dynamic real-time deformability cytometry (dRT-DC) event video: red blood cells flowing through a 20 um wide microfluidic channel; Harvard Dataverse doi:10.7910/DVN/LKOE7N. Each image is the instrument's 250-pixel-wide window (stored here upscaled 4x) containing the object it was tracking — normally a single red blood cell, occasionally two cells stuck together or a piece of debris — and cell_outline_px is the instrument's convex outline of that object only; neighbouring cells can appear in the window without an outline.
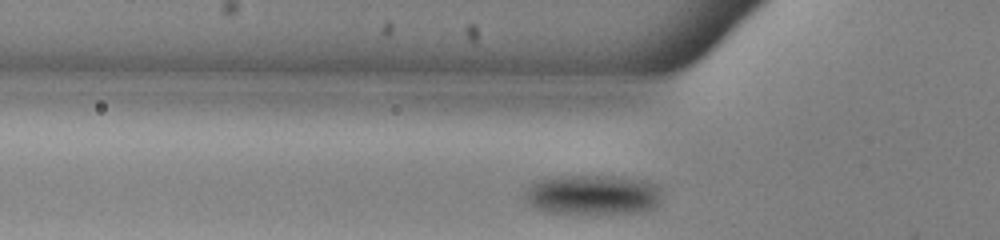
{"species": "common noctule bat (a hibernating species)", "species_latin": "Nyctalus noctula", "temperature_condition": "warm", "stored_images_in_passage": 37, "camera_frame_rate_fps": 3000, "um_per_image_px": 0.085, "animal": {"sex": "male", "body_mass_g": 13.0, "forearm_length_mm": 53.1}, "frame": {"image": 1, "passage_image": 9, "time_ms": 2.667, "image_size_px": [1000, 240], "cell_outline_px": [[660, 200], [652, 208], [644, 212], [544, 212], [536, 208], [524, 196], [528, 188], [536, 180], [548, 176], [604, 176], [652, 184], [656, 188]], "centroid_in_image_um": [50.26, 16.55], "position_along_channel_um": 75.5, "area_um2": 30.52}}
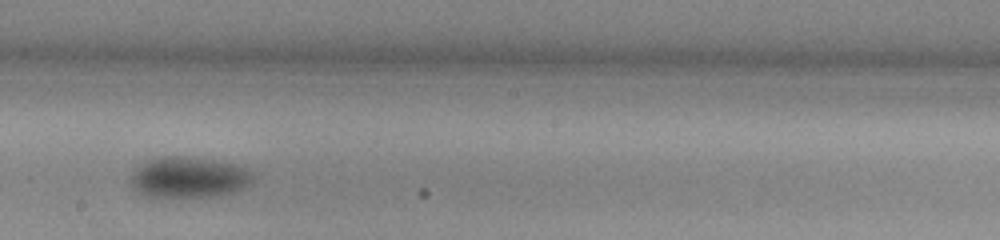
{"frame": {"image": 2, "passage_image": 21, "time_ms": 6.667, "image_size_px": [1000, 240], "cell_outline_px": [[252, 184], [232, 192], [212, 196], [148, 196], [140, 192], [132, 184], [128, 176], [136, 168], [148, 160], [160, 156], [180, 156], [212, 160], [232, 164], [244, 168], [252, 172]], "centroid_in_image_um": [16.02, 15.06], "position_along_channel_um": 232.2, "area_um2": 28.55}}
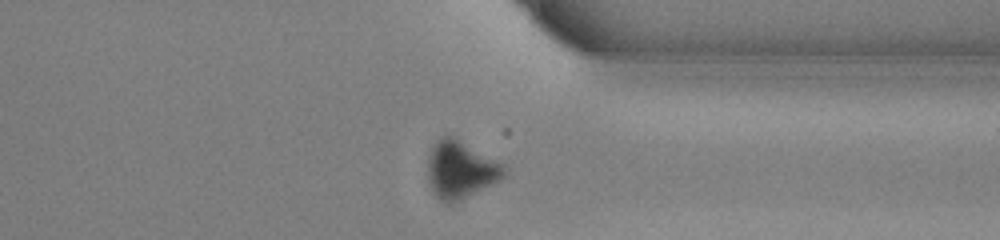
{"frame": {"image": 3, "passage_image": 32, "time_ms": 10.333, "image_size_px": [1000, 240], "cell_outline_px": [[508, 172], [500, 180], [452, 204], [448, 204], [440, 200], [436, 196], [428, 184], [428, 156], [436, 140], [440, 136], [456, 136], [504, 164], [508, 168]], "centroid_in_image_um": [39.16, 14.4], "position_along_channel_um": 372.2, "area_um2": 25.95}}